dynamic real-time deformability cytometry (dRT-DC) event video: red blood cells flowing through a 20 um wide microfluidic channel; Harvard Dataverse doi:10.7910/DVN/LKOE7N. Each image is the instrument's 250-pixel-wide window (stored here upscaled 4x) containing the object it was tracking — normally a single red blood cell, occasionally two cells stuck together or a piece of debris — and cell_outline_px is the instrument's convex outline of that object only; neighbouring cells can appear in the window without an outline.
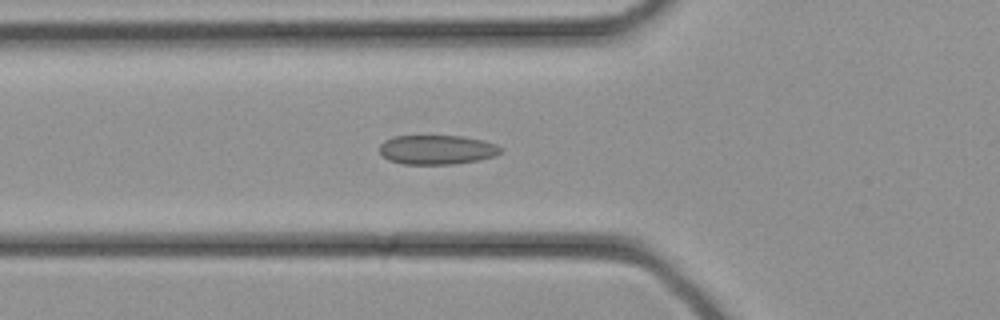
{"species": "common noctule bat (a hibernating species)", "species_latin": "Nyctalus noctula", "temperature_condition": "cold", "stored_images_in_passage": 27, "camera_frame_rate_fps": 3000, "um_per_image_px": 0.085, "animal": {"sex": "female", "body_mass_g": 21.9}, "frame": {"image": 1, "passage_image": 4, "time_ms": 1.0, "image_size_px": [1000, 320], "cell_outline_px": [[504, 152], [496, 156], [480, 160], [456, 164], [404, 164], [388, 160], [380, 152], [380, 144], [384, 140], [392, 136], [464, 136], [484, 140], [496, 144], [504, 148]], "centroid_in_image_um": [37.21, 12.72], "position_along_channel_um": 88.6, "area_um2": 21.1}}
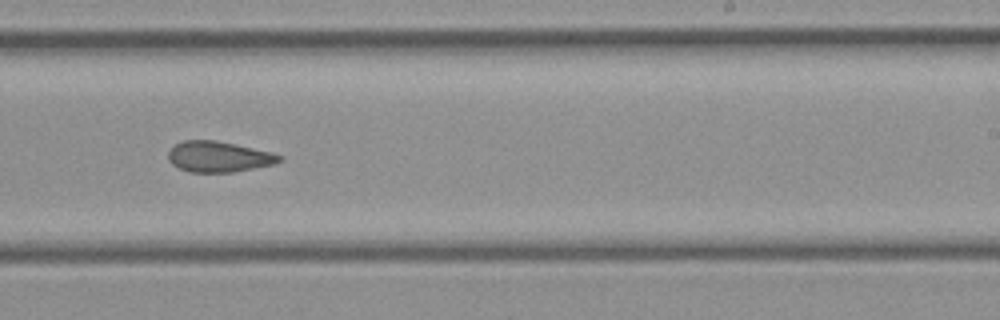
{"frame": {"image": 2, "passage_image": 13, "time_ms": 4.0, "image_size_px": [1000, 320], "cell_outline_px": [[284, 160], [272, 164], [232, 172], [188, 172], [172, 164], [168, 160], [168, 152], [176, 144], [184, 140], [216, 140], [236, 144], [272, 152], [284, 156]], "centroid_in_image_um": [18.6, 13.31], "position_along_channel_um": 270.4, "area_um2": 19.88}}
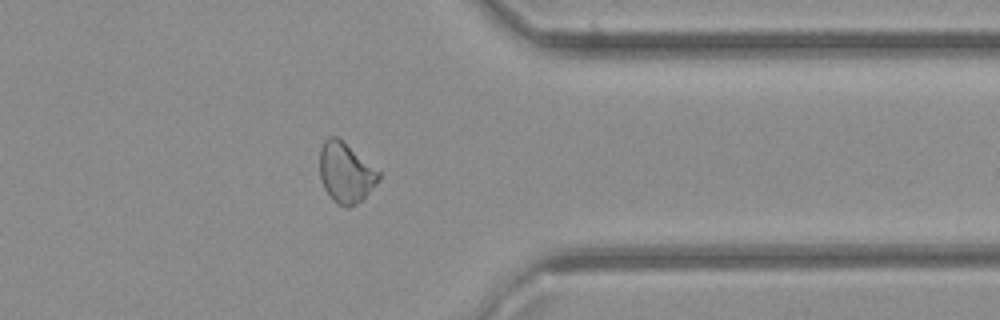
{"frame": {"image": 3, "passage_image": 19, "time_ms": 6.0, "image_size_px": [1000, 320], "cell_outline_px": [[380, 180], [356, 204], [348, 208], [344, 208], [332, 200], [324, 188], [320, 180], [320, 148], [324, 140], [328, 136], [336, 136], [380, 172]], "centroid_in_image_um": [29.35, 14.69], "position_along_channel_um": 382.0, "area_um2": 20.46}}